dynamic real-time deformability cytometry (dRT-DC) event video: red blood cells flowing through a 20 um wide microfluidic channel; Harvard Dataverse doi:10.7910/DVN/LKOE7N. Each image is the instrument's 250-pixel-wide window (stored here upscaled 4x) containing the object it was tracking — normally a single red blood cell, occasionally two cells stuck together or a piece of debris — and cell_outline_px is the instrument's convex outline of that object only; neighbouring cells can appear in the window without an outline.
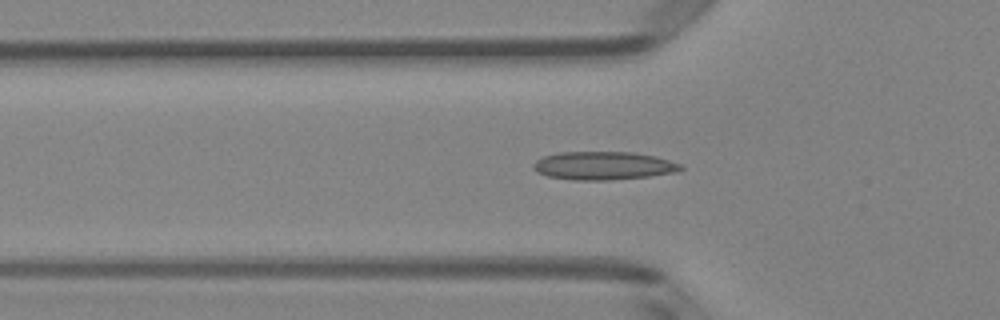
{"species": "Egyptian fruit bat (a non-hibernating species)", "species_latin": "Rousettus aegyptiacus", "temperature_condition": "room temperature", "stored_images_in_passage": 49, "segment_of_instrument_passage": [1, 2], "camera_frame_rate_fps": 3000, "um_per_image_px": 0.085, "animal": {"sex": "female"}, "frame": {"image": 1, "passage_image": 15, "time_ms": 4.667, "image_size_px": [1000, 320], "cell_outline_px": [[684, 168], [676, 172], [648, 176], [608, 180], [572, 180], [548, 176], [536, 172], [532, 168], [532, 164], [536, 160], [544, 156], [560, 152], [632, 152], [656, 156], [684, 164]], "centroid_in_image_um": [51.3, 14.08], "position_along_channel_um": 74.5, "area_um2": 24.39}}
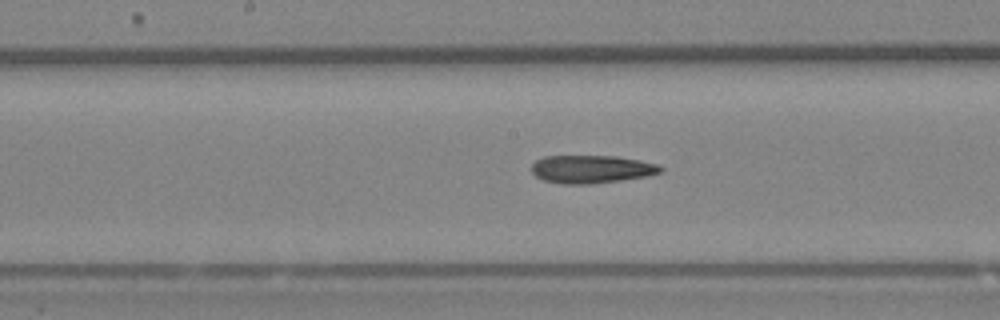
{"frame": {"image": 2, "passage_image": 24, "time_ms": 7.667, "image_size_px": [1000, 320], "cell_outline_px": [[664, 168], [660, 172], [648, 176], [592, 184], [560, 184], [544, 180], [536, 176], [532, 172], [532, 164], [536, 160], [544, 156], [616, 156], [640, 160], [660, 164]], "centroid_in_image_um": [50.29, 14.38], "position_along_channel_um": 197.9, "area_um2": 21.15}}
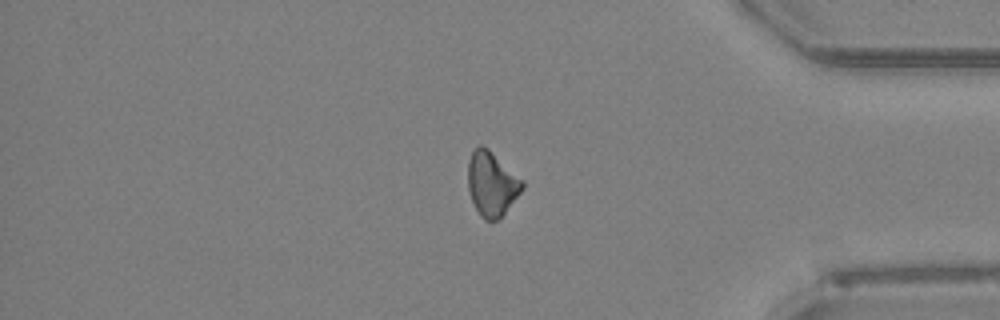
{"frame": {"image": 3, "passage_image": 40, "time_ms": 13.0, "image_size_px": [1000, 320], "cell_outline_px": [[524, 188], [504, 212], [496, 220], [484, 220], [480, 216], [472, 200], [468, 188], [468, 160], [476, 144], [480, 144], [488, 148], [524, 180]], "centroid_in_image_um": [41.79, 15.58], "position_along_channel_um": 393.4, "area_um2": 20.35}}